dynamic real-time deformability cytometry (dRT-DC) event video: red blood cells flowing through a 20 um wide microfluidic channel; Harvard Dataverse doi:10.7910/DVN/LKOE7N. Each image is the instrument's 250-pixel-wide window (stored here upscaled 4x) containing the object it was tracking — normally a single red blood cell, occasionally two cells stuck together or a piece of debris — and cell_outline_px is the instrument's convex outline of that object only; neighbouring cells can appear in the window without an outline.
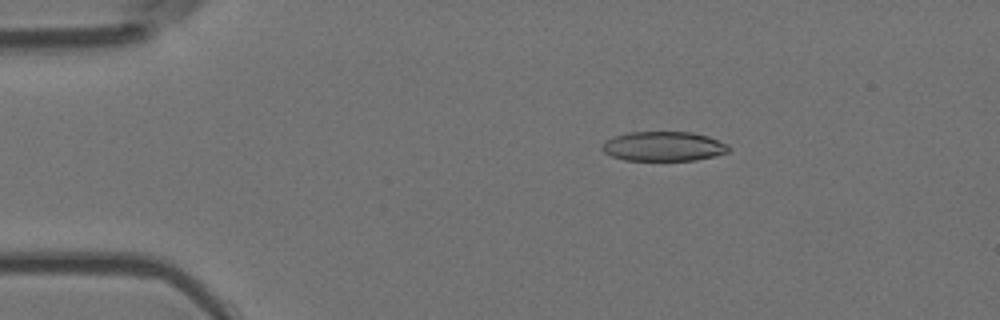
{"species": "Egyptian fruit bat (a non-hibernating species)", "species_latin": "Rousettus aegyptiacus", "temperature_condition": "room temperature", "stored_images_in_passage": 50, "camera_frame_rate_fps": 3000, "um_per_image_px": 0.085, "animal": {"sex": "female"}, "frame": {"image": 1, "passage_image": 5, "time_ms": 1.333, "image_size_px": [1000, 320], "cell_outline_px": [[728, 152], [716, 156], [696, 160], [624, 160], [612, 156], [604, 152], [600, 148], [608, 140], [616, 136], [628, 132], [692, 132], [708, 136], [728, 144]], "centroid_in_image_um": [56.43, 12.44], "position_along_channel_um": 28.6, "area_um2": 21.68}}
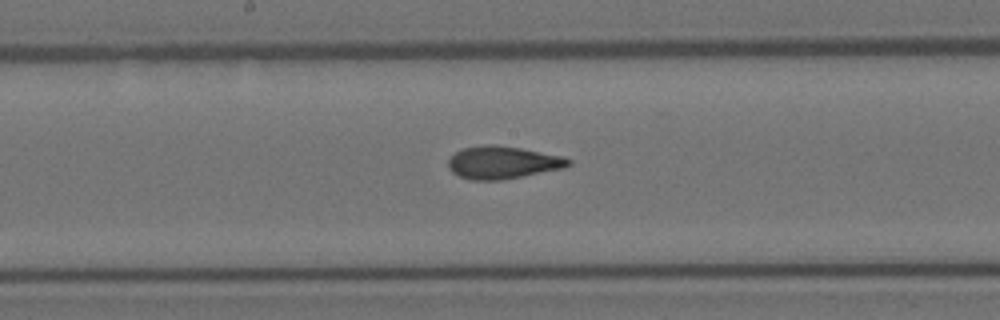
{"frame": {"image": 2, "passage_image": 24, "time_ms": 7.667, "image_size_px": [1000, 320], "cell_outline_px": [[572, 164], [564, 168], [500, 180], [472, 180], [460, 176], [452, 172], [448, 168], [448, 160], [456, 152], [464, 148], [488, 144], [496, 144], [520, 148], [560, 156], [572, 160]], "centroid_in_image_um": [42.72, 13.81], "position_along_channel_um": 205.5, "area_um2": 22.6}}
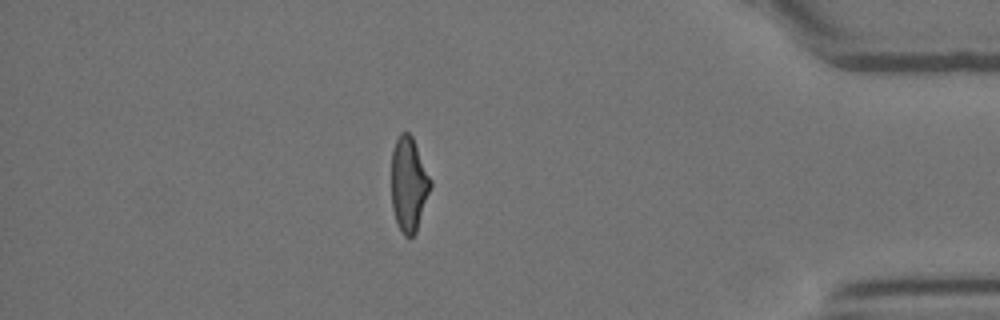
{"frame": {"image": 3, "passage_image": 43, "time_ms": 14.0, "image_size_px": [1000, 320], "cell_outline_px": [[432, 184], [416, 232], [412, 236], [404, 236], [400, 232], [396, 224], [392, 208], [392, 152], [396, 140], [400, 132], [408, 132], [412, 136], [432, 180]], "centroid_in_image_um": [34.74, 15.67], "position_along_channel_um": 400.5, "area_um2": 21.56}, "authors_computed_cell_mechanics": {"area_um2": 22.542, "velocity_mm_per_s": 3.6931, "shape_relaxation_time_tau1_ms": null, "shape_relaxation_time_tau2_ms": 1.9093, "deformation_change_tau1": null, "deformation_change_tau2": 0.1037}}